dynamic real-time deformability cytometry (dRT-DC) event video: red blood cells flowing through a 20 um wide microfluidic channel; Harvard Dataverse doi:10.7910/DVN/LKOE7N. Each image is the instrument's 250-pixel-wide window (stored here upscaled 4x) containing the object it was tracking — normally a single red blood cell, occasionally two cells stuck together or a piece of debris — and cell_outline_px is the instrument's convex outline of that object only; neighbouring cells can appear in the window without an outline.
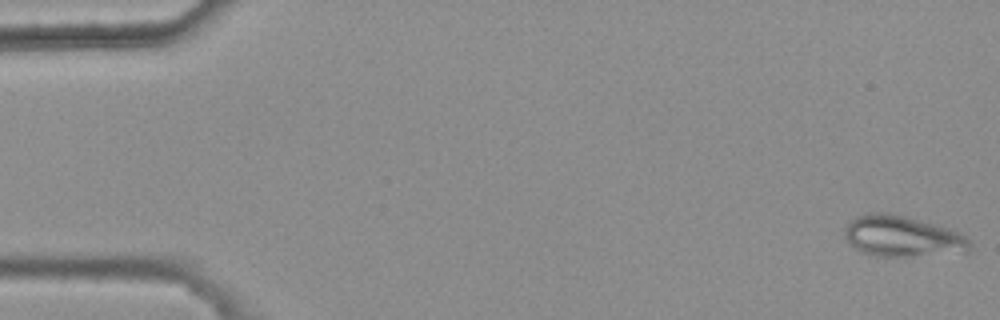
{"species": "common noctule bat (a hibernating species)", "species_latin": "Nyctalus noctula", "temperature_condition": "warm", "stored_images_in_passage": 5, "camera_frame_rate_fps": 3000, "um_per_image_px": 0.085, "animal": {"sex": "female", "body_mass_g": 25.1}, "frame": {"image": 1, "passage_image": 1, "time_ms": 0.0, "image_size_px": [1000, 320], "cell_outline_px": [[972, 244], [968, 252], [908, 256], [876, 256], [860, 252], [848, 244], [844, 236], [844, 228], [856, 216], [868, 212], [884, 212], [904, 216], [948, 228], [960, 232]], "centroid_in_image_um": [76.65, 20.09], "position_along_channel_um": 8.3, "area_um2": 29.88}}